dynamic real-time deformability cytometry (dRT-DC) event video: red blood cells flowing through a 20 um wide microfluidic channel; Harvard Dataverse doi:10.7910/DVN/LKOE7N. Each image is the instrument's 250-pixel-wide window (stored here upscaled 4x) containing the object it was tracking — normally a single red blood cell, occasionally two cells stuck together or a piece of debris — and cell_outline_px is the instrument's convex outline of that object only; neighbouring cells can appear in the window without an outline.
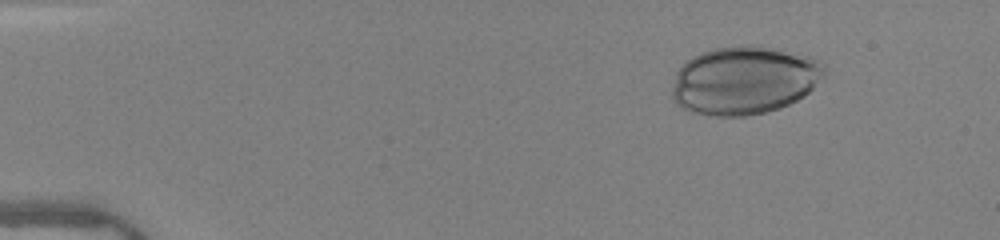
{"species": "human", "species_latin": "Homo sapiens", "temperature_condition": "warm", "stored_images_in_passage": 38, "camera_frame_rate_fps": 3000, "um_per_image_px": 0.085, "donor": {"sex": "female"}, "frame": {"image": 1, "passage_image": 1, "time_ms": 0.0, "image_size_px": [1000, 240], "cell_outline_px": [[824, 76], [804, 96], [780, 108], [764, 112], [744, 116], [716, 116], [692, 112], [680, 108], [672, 100], [672, 88], [676, 72], [692, 56], [700, 52], [716, 48], [752, 44], [812, 56], [820, 60], [824, 64]], "centroid_in_image_um": [63.25, 6.82], "position_along_channel_um": 21.7, "area_um2": 60.69}}
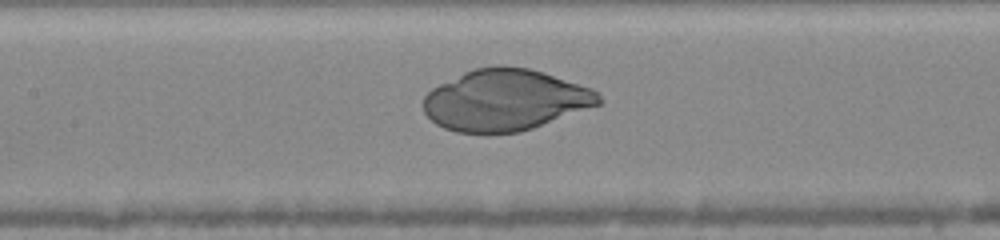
{"frame": {"image": 2, "passage_image": 19, "time_ms": 6.0, "image_size_px": [1000, 240], "cell_outline_px": [[604, 100], [600, 104], [532, 128], [520, 132], [456, 132], [444, 128], [436, 124], [424, 112], [424, 96], [432, 88], [464, 72], [476, 68], [528, 68], [544, 72], [592, 88]], "centroid_in_image_um": [42.95, 8.52], "position_along_channel_um": 164.5, "area_um2": 61.61}}